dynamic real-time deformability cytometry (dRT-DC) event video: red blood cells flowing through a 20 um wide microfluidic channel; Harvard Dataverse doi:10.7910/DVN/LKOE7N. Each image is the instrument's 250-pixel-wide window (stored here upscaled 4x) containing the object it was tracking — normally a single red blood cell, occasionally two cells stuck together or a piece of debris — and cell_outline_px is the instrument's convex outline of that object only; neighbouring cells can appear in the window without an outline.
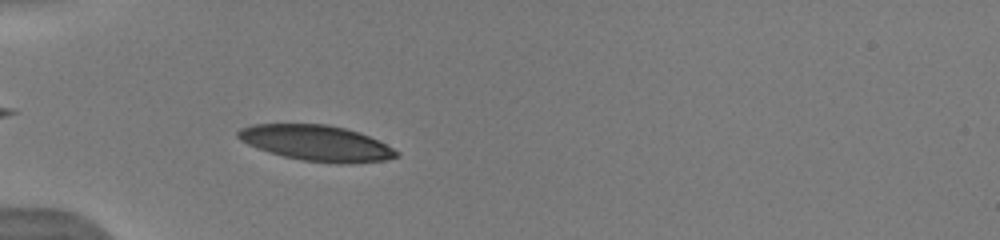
{"species": "human", "species_latin": "Homo sapiens", "temperature_condition": "warm", "stored_images_in_passage": 14, "camera_frame_rate_fps": 3000, "um_per_image_px": 0.085, "donor": {"sex": "male"}, "frame": {"image": 1, "passage_image": 13, "time_ms": 3.667, "image_size_px": [1000, 240], "cell_outline_px": [[400, 156], [384, 160], [352, 164], [340, 164], [304, 160], [284, 156], [248, 144], [240, 140], [236, 136], [236, 132], [240, 128], [252, 124], [328, 124], [360, 132], [400, 152]], "centroid_in_image_um": [26.91, 12.16], "position_along_channel_um": 58.1, "area_um2": 32.71}}